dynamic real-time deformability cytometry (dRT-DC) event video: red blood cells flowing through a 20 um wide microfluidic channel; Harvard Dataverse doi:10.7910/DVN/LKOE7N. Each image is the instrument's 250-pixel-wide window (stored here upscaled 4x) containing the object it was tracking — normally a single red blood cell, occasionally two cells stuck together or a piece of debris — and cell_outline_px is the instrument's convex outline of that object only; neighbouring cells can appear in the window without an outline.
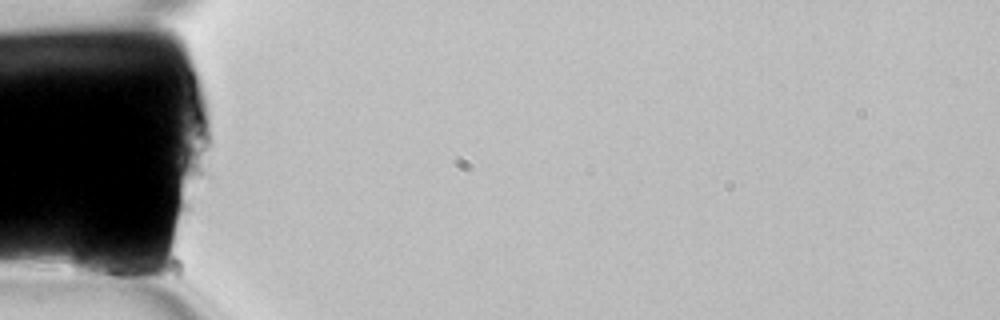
{"species": "common noctule bat (a hibernating species)", "species_latin": "Nyctalus noctula", "temperature_condition": "room temperature", "stored_images_in_passage": 4, "camera_frame_rate_fps": 3000, "um_per_image_px": 0.085, "animal": {"sex": "female", "body_mass_g": 22.7, "forearm_length_mm": 54.2}, "frame": {"image": 1, "passage_image": 1, "time_ms": 0.0, "image_size_px": [1000, 320], "cell_outline_px": [[148, 268], [144, 284], [136, 284], [84, 276], [72, 268], [68, 264], [68, 240], [92, 216], [132, 252]], "centroid_in_image_um": [8.82, 21.73], "position_along_channel_um": 76.2, "area_um2": 23.64}}